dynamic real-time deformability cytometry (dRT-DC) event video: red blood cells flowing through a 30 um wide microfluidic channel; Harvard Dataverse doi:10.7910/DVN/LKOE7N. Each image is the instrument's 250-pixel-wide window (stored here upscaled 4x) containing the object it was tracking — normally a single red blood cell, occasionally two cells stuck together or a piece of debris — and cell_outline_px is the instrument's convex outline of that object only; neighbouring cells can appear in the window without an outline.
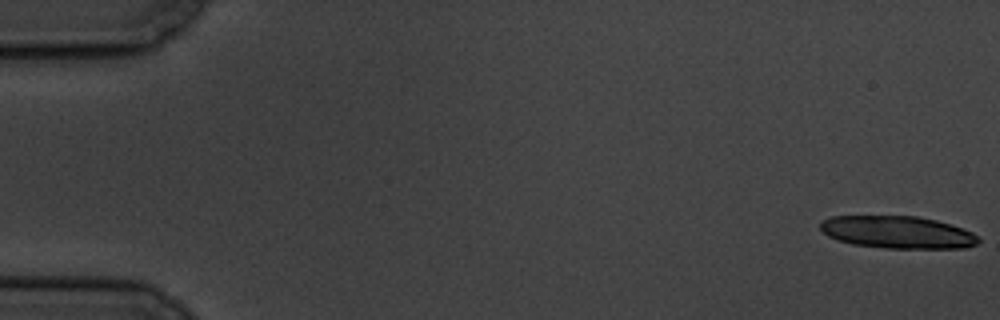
{"species": "common noctule bat (a hibernating species)", "species_latin": "Nyctalus noctula", "temperature_condition": "cold", "stored_images_in_passage": 5, "camera_frame_rate_fps": 3000, "um_per_image_px": 0.085, "animal": {"sex": "male", "body_mass_g": 19.5, "forearm_length_mm": 54.6}, "frame": {"image": 1, "passage_image": 1, "time_ms": 0.0, "image_size_px": [1000, 320], "cell_outline_px": [[980, 240], [976, 244], [964, 248], [884, 248], [852, 244], [836, 240], [828, 236], [820, 228], [820, 220], [832, 216], [916, 216], [936, 220], [972, 232]], "centroid_in_image_um": [76.24, 19.74], "position_along_channel_um": 8.8, "area_um2": 29.77}}